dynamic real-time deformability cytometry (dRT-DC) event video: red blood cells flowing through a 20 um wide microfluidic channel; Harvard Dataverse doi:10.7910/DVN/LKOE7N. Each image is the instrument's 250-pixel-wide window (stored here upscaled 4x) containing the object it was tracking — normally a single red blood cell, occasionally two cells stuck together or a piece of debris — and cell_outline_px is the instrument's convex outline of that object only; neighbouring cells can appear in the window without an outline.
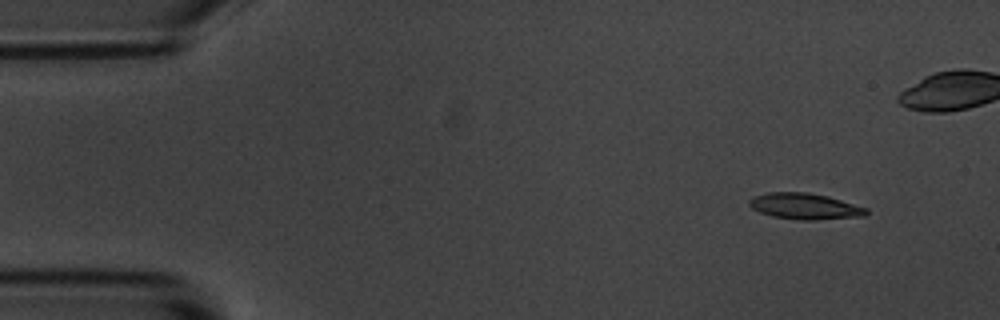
{"species": "common noctule bat (a hibernating species)", "species_latin": "Nyctalus noctula", "temperature_condition": "room temperature", "stored_images_in_passage": 5, "camera_frame_rate_fps": 3000, "um_per_image_px": 0.085, "animal": {"sex": "male", "body_mass_g": 20.1, "forearm_length_mm": 53.5}, "frame": {"image": 1, "passage_image": 1, "time_ms": 0.0, "image_size_px": [1000, 320], "cell_outline_px": [[868, 212], [864, 216], [816, 220], [796, 220], [772, 216], [760, 212], [752, 208], [748, 204], [748, 200], [752, 196], [768, 192], [808, 192], [828, 196], [868, 208]], "centroid_in_image_um": [68.39, 17.53], "position_along_channel_um": 16.6, "area_um2": 17.98}}